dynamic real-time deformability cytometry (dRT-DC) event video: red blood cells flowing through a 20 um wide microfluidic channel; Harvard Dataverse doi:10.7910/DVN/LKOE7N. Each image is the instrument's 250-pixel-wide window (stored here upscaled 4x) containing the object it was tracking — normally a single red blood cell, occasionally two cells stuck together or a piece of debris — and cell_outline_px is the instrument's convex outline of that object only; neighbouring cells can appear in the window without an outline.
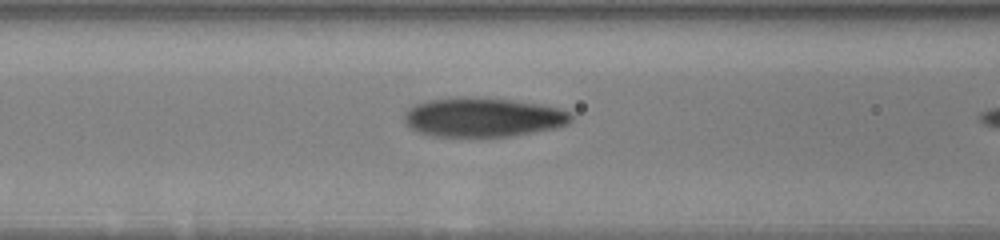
{"species": "human", "species_latin": "Homo sapiens", "temperature_condition": "warm", "stored_images_in_passage": 9, "camera_frame_rate_fps": 3000, "um_per_image_px": 0.085, "donor": {"sex": "male"}, "frame": {"image": 1, "passage_image": 4, "time_ms": 0.333, "image_size_px": [1000, 240], "cell_outline_px": [[572, 120], [568, 124], [556, 128], [512, 136], [480, 140], [432, 136], [420, 132], [412, 128], [404, 120], [404, 112], [408, 108], [416, 104], [428, 100], [456, 96], [464, 96], [512, 100], [536, 104], [556, 108], [568, 112], [572, 116]], "centroid_in_image_um": [41.01, 10.01], "position_along_channel_um": 125.6, "area_um2": 39.13}}